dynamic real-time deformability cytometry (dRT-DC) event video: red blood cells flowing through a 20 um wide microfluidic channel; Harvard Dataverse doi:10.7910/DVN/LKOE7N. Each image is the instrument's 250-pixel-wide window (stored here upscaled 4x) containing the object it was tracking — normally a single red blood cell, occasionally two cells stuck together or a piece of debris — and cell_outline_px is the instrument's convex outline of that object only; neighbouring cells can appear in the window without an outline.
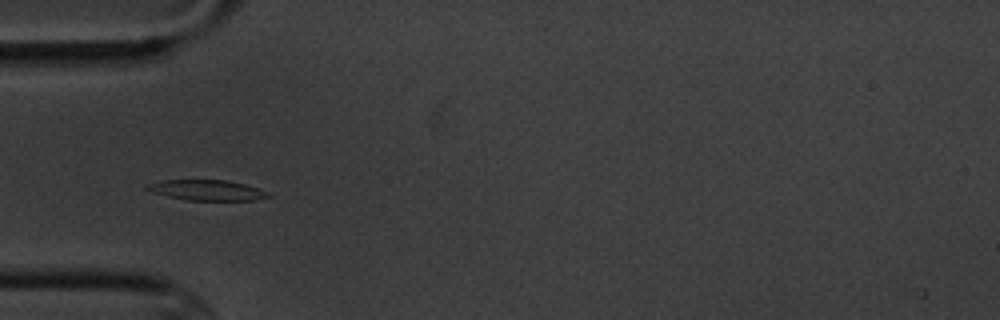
{"species": "common noctule bat (a hibernating species)", "species_latin": "Nyctalus noctula", "temperature_condition": "cold", "stored_images_in_passage": 9, "camera_frame_rate_fps": 3000, "um_per_image_px": 0.085, "animal": {"sex": "male", "body_mass_g": 20.1, "forearm_length_mm": 53.5}, "frame": {"image": 1, "passage_image": 4, "time_ms": 3.333, "image_size_px": [1000, 320], "cell_outline_px": [[272, 196], [256, 200], [188, 200], [168, 196], [152, 192], [144, 188], [148, 184], [160, 180], [228, 180], [244, 184], [268, 192]], "centroid_in_image_um": [17.58, 16.16], "position_along_channel_um": 67.4, "area_um2": 14.33}}
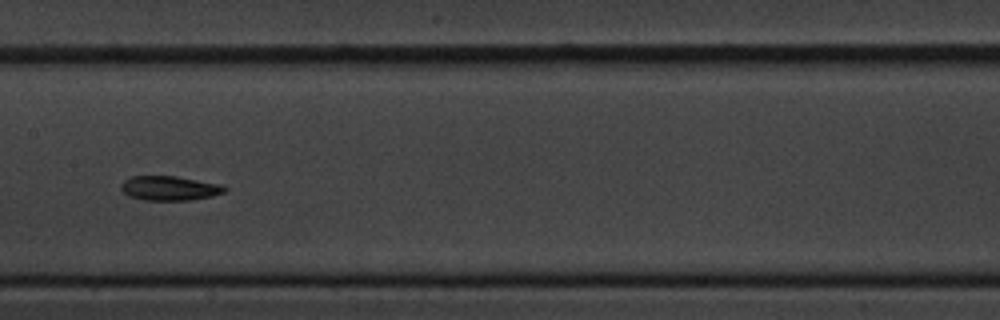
{"frame": {"image": 2, "passage_image": 7, "time_ms": 7.0, "image_size_px": [1000, 320], "cell_outline_px": [[228, 188], [224, 192], [212, 196], [192, 200], [144, 200], [128, 196], [120, 188], [120, 184], [124, 180], [132, 176], [176, 176], [224, 184]], "centroid_in_image_um": [14.44, 15.99], "position_along_channel_um": 193.0, "area_um2": 14.97}}
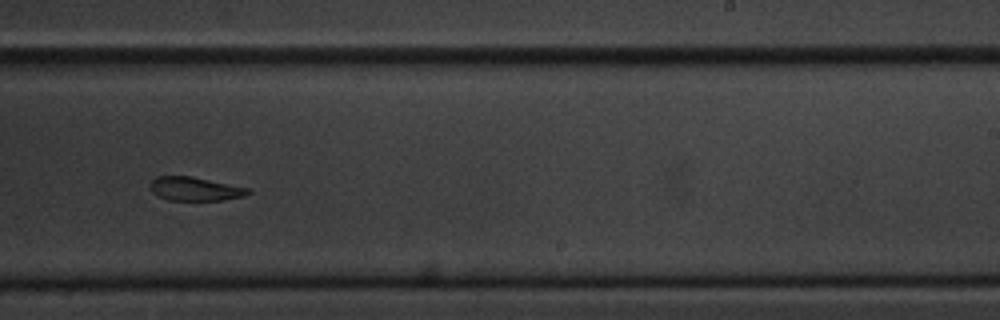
{"frame": {"image": 3, "passage_image": 9, "time_ms": 9.333, "image_size_px": [1000, 320], "cell_outline_px": [[252, 192], [244, 196], [224, 200], [168, 200], [152, 192], [148, 184], [156, 176], [192, 176], [248, 188]], "centroid_in_image_um": [16.56, 16.05], "position_along_channel_um": 272.4, "area_um2": 13.53}}